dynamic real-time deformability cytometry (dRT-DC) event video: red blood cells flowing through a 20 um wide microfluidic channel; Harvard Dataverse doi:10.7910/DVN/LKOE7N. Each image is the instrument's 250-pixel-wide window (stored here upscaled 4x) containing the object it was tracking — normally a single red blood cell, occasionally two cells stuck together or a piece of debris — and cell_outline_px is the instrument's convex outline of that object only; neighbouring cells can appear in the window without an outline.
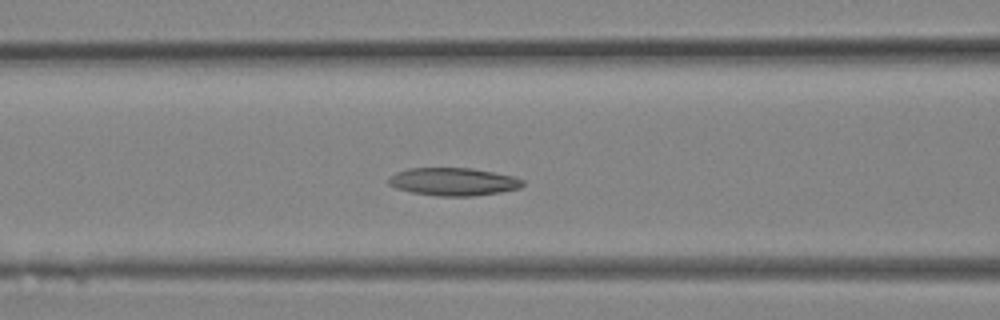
{"species": "Egyptian fruit bat (a non-hibernating species)", "species_latin": "Rousettus aegyptiacus", "temperature_condition": "room temperature", "stored_images_in_passage": 21, "camera_frame_rate_fps": 3000, "um_per_image_px": 0.085, "animal": {"sex": "female"}, "frame": {"image": 1, "passage_image": 12, "time_ms": 3.667, "image_size_px": [1000, 320], "cell_outline_px": [[524, 184], [520, 188], [500, 192], [472, 196], [436, 196], [412, 192], [396, 188], [388, 184], [388, 180], [396, 172], [408, 168], [472, 168], [516, 176], [524, 180]], "centroid_in_image_um": [38.57, 15.44], "position_along_channel_um": 128.0, "area_um2": 21.85}}
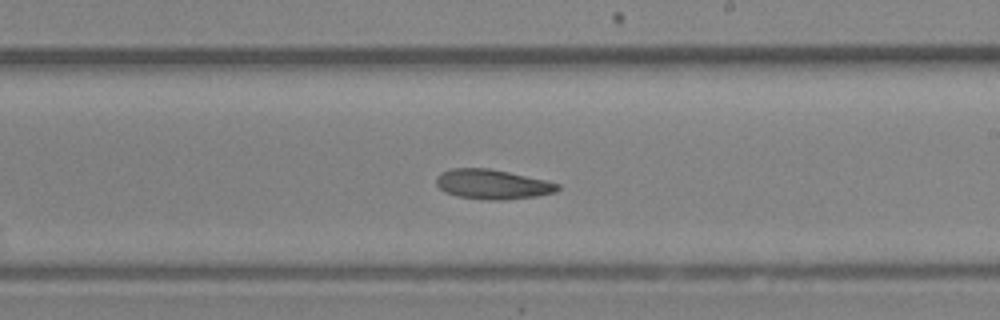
{"frame": {"image": 2, "passage_image": 17, "time_ms": 5.333, "image_size_px": [1000, 320], "cell_outline_px": [[560, 188], [556, 192], [536, 196], [504, 200], [492, 200], [456, 196], [444, 192], [436, 184], [436, 176], [440, 172], [452, 168], [488, 168], [508, 172], [544, 180], [560, 184]], "centroid_in_image_um": [41.82, 15.66], "position_along_channel_um": 247.2, "area_um2": 20.98}}
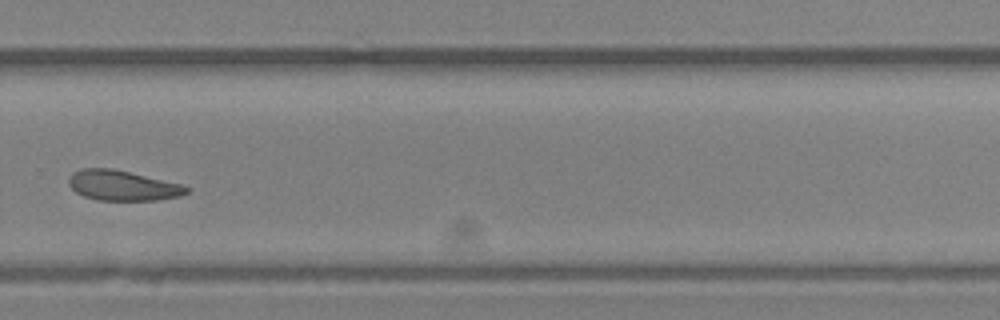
{"frame": {"image": 3, "passage_image": 20, "time_ms": 6.333, "image_size_px": [1000, 320], "cell_outline_px": [[192, 188], [188, 192], [180, 196], [156, 200], [96, 200], [84, 196], [76, 192], [68, 184], [68, 180], [72, 172], [80, 168], [112, 168], [180, 184]], "centroid_in_image_um": [10.39, 15.77], "position_along_channel_um": 319.4, "area_um2": 20.63}}